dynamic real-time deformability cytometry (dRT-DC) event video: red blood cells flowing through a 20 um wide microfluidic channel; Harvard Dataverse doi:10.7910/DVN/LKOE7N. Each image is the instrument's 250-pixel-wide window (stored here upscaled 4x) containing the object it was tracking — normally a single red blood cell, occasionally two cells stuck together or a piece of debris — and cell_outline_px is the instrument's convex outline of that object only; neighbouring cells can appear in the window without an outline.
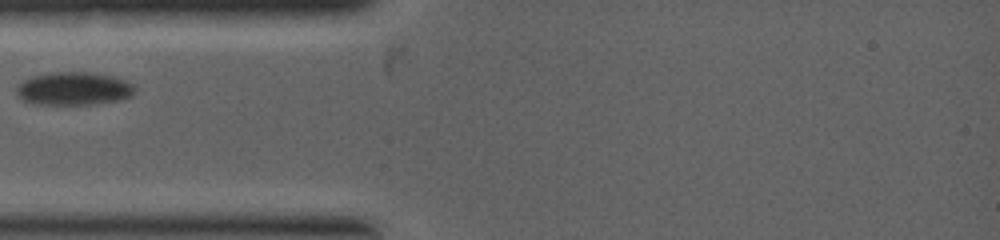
{"species": "common noctule bat (a hibernating species)", "species_latin": "Nyctalus noctula", "temperature_condition": "warm", "stored_images_in_passage": 4, "camera_frame_rate_fps": 5000, "um_per_image_px": 0.085, "animal": {"sex": "female", "body_mass_g": 19.0, "forearm_length_mm": 53.3}, "frame": {"image": 1, "passage_image": 2, "time_ms": 0.8, "image_size_px": [1000, 240], "cell_outline_px": [[136, 92], [132, 96], [120, 100], [92, 104], [36, 104], [24, 100], [16, 96], [16, 88], [28, 76], [48, 72], [88, 72], [112, 76], [124, 80], [132, 84], [136, 88]], "centroid_in_image_um": [6.26, 7.52], "position_along_channel_um": 78.7, "area_um2": 23.0}}
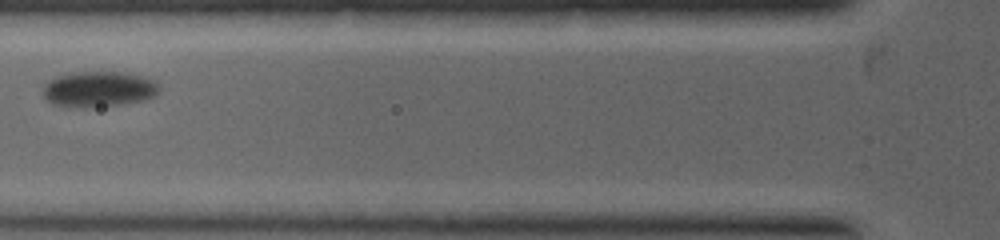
{"frame": {"image": 2, "passage_image": 3, "time_ms": 1.4, "image_size_px": [1000, 240], "cell_outline_px": [[160, 92], [156, 96], [144, 100], [120, 104], [92, 108], [64, 108], [52, 104], [44, 96], [44, 84], [52, 76], [72, 72], [124, 72], [156, 80], [160, 88]], "centroid_in_image_um": [8.36, 7.59], "position_along_channel_um": 117.4, "area_um2": 24.8}}
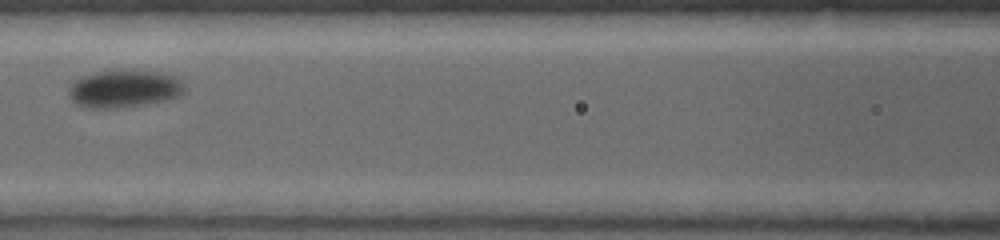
{"frame": {"image": 3, "passage_image": 4, "time_ms": 2.0, "image_size_px": [1000, 240], "cell_outline_px": [[184, 92], [180, 96], [164, 100], [144, 104], [116, 108], [80, 108], [68, 96], [68, 88], [72, 80], [80, 76], [92, 72], [136, 68], [164, 72], [176, 76], [184, 84]], "centroid_in_image_um": [10.51, 7.5], "position_along_channel_um": 156.1, "area_um2": 26.36}}